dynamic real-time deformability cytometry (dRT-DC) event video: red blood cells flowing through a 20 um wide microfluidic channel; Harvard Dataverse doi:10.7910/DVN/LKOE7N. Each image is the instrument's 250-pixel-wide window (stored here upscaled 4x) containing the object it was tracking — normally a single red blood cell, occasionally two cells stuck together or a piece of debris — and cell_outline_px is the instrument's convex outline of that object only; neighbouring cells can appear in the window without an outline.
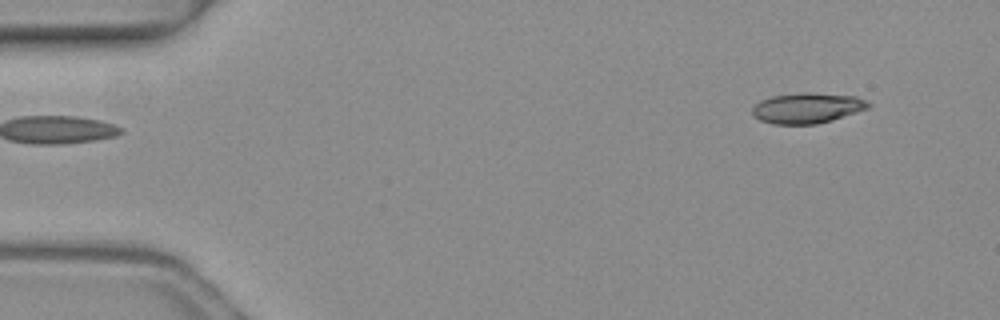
{"species": "common noctule bat (a hibernating species)", "species_latin": "Nyctalus noctula", "temperature_condition": "warm", "stored_images_in_passage": 4, "segment_of_instrument_passage": [2, 2], "camera_frame_rate_fps": 3000, "um_per_image_px": 0.085, "animal": {"sex": "female", "body_mass_g": 19.3, "forearm_length_mm": 54.1}, "frame": {"image": 1, "passage_image": 4, "time_ms": 1.0, "image_size_px": [1000, 320], "cell_outline_px": [[872, 104], [868, 108], [832, 120], [816, 124], [772, 124], [760, 120], [752, 116], [752, 108], [760, 100], [772, 96], [804, 92], [812, 92], [856, 96], [868, 100]], "centroid_in_image_um": [68.62, 9.17], "position_along_channel_um": 16.4, "area_um2": 20.75}}